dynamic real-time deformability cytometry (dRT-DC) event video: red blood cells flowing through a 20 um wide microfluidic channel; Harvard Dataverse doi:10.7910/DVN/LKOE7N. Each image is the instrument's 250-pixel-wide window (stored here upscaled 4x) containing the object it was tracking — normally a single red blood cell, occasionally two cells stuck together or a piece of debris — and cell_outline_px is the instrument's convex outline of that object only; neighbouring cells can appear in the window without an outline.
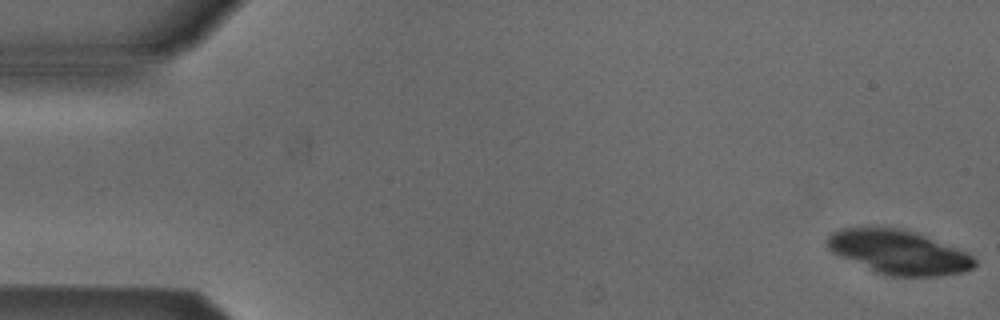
{"species": "Egyptian fruit bat (a non-hibernating species)", "species_latin": "Rousettus aegyptiacus", "temperature_condition": "cold", "stored_images_in_passage": 36, "camera_frame_rate_fps": 3000, "um_per_image_px": 0.085, "animal": {"sex": "male"}, "frame": {"image": 1, "passage_image": 1, "time_ms": 0.0, "image_size_px": [1000, 320], "cell_outline_px": [[976, 264], [972, 268], [964, 272], [940, 276], [892, 276], [876, 272], [840, 256], [832, 252], [828, 248], [828, 236], [832, 232], [840, 228], [900, 228], [916, 232], [968, 252], [976, 260]], "centroid_in_image_um": [76.43, 21.44], "position_along_channel_um": 8.6, "area_um2": 37.57}}
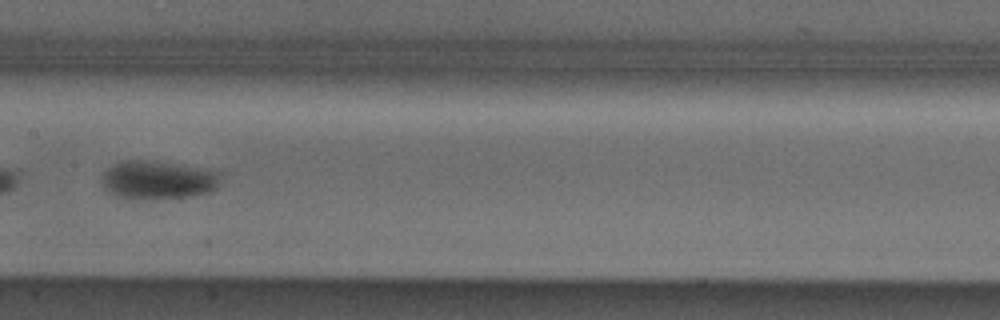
{"frame": {"image": 2, "passage_image": 27, "time_ms": 8.667, "image_size_px": [1000, 320], "cell_outline_px": [[224, 172], [216, 188], [212, 192], [192, 196], [128, 200], [116, 196], [108, 192], [104, 188], [104, 172], [108, 168], [120, 160], [144, 160], [172, 164]], "centroid_in_image_um": [13.44, 15.31], "position_along_channel_um": 194.0, "area_um2": 26.59}}
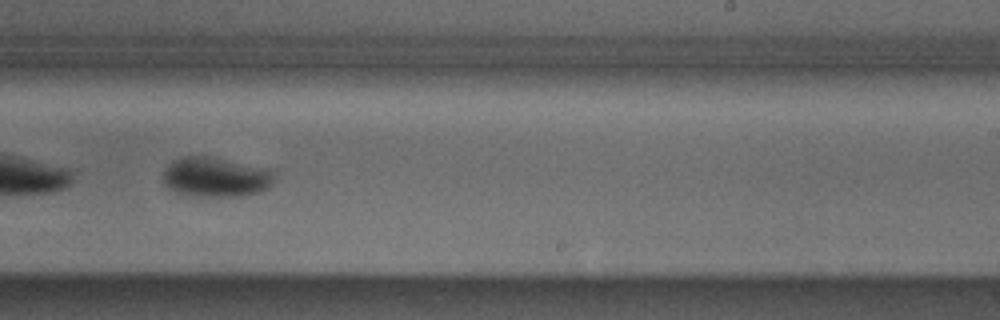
{"frame": {"image": 3, "passage_image": 33, "time_ms": 10.667, "image_size_px": [1000, 320], "cell_outline_px": [[276, 180], [268, 188], [260, 192], [240, 196], [200, 196], [176, 192], [168, 188], [164, 184], [164, 172], [176, 160], [184, 156], [204, 156], [272, 168], [276, 172]], "centroid_in_image_um": [18.45, 15.06], "position_along_channel_um": 270.6, "area_um2": 25.72}}